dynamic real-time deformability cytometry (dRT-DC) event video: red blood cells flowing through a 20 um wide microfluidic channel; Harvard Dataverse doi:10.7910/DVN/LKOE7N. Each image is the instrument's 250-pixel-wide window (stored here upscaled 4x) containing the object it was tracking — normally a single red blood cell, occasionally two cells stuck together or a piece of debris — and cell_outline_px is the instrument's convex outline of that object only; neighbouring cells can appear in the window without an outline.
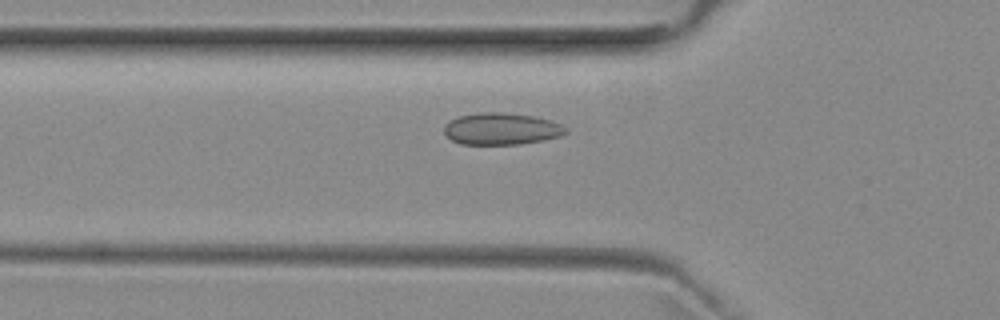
{"species": "common noctule bat (a hibernating species)", "species_latin": "Nyctalus noctula", "temperature_condition": "room temperature", "stored_images_in_passage": 46, "camera_frame_rate_fps": 3000, "um_per_image_px": 0.085, "animal": {"sex": "female", "body_mass_g": 29.2, "forearm_length_mm": 56.3}, "frame": {"image": 1, "passage_image": 17, "time_ms": 5.333, "image_size_px": [1000, 320], "cell_outline_px": [[568, 132], [560, 136], [544, 140], [520, 144], [460, 144], [452, 140], [444, 132], [444, 124], [460, 116], [480, 112], [504, 112], [532, 116], [552, 120], [568, 128]], "centroid_in_image_um": [42.65, 10.95], "position_along_channel_um": 83.2, "area_um2": 22.6}}
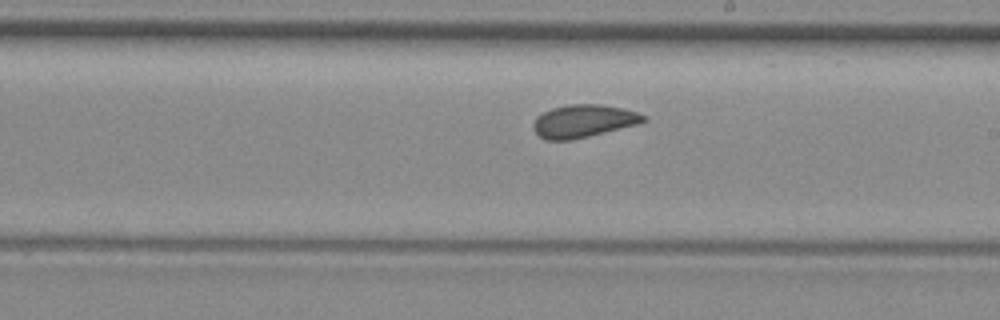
{"frame": {"image": 2, "passage_image": 29, "time_ms": 9.333, "image_size_px": [1000, 320], "cell_outline_px": [[648, 120], [636, 124], [572, 140], [544, 140], [532, 128], [532, 124], [536, 116], [552, 108], [568, 104], [600, 104], [620, 108], [636, 112], [648, 116]], "centroid_in_image_um": [49.55, 10.29], "position_along_channel_um": 239.4, "area_um2": 20.92}}
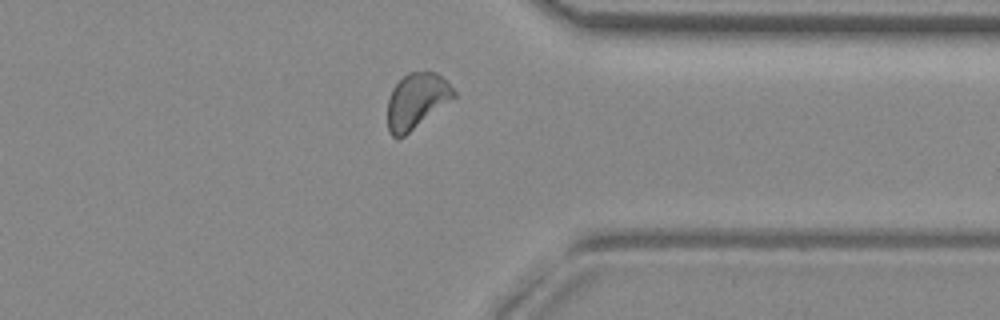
{"frame": {"image": 3, "passage_image": 40, "time_ms": 13.0, "image_size_px": [1000, 320], "cell_outline_px": [[456, 96], [404, 136], [392, 136], [388, 128], [388, 100], [392, 88], [408, 72], [436, 72], [448, 80], [456, 92]], "centroid_in_image_um": [35.42, 8.53], "position_along_channel_um": 376.0, "area_um2": 21.1}, "authors_computed_cell_mechanics": {"area_um2": 21.675, "velocity_mm_per_s": 3.8957, "shape_relaxation_time_tau1_ms": null, "shape_relaxation_time_tau2_ms": 1.1099, "deformation_change_tau1": null, "deformation_change_tau2": 0.0647}}